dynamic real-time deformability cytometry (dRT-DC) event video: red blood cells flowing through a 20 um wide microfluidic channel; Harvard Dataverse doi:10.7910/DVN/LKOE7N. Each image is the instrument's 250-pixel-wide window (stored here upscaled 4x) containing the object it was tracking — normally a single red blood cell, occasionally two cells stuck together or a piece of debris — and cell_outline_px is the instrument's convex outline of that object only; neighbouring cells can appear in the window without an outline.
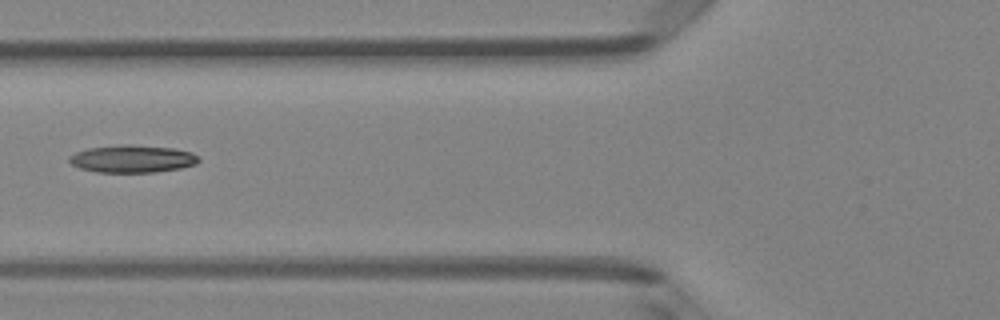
{"species": "Egyptian fruit bat (a non-hibernating species)", "species_latin": "Rousettus aegyptiacus", "temperature_condition": "room temperature", "stored_images_in_passage": 5, "camera_frame_rate_fps": 3000, "um_per_image_px": 0.085, "animal": {"sex": "female"}, "frame": {"image": 1, "passage_image": 5, "time_ms": 1.333, "image_size_px": [1000, 320], "cell_outline_px": [[200, 160], [196, 164], [180, 168], [156, 172], [96, 172], [80, 168], [72, 164], [68, 160], [68, 156], [76, 152], [88, 148], [120, 144], [132, 144], [172, 148], [192, 152], [200, 156]], "centroid_in_image_um": [11.26, 13.49], "position_along_channel_um": 114.5, "area_um2": 20.92}}